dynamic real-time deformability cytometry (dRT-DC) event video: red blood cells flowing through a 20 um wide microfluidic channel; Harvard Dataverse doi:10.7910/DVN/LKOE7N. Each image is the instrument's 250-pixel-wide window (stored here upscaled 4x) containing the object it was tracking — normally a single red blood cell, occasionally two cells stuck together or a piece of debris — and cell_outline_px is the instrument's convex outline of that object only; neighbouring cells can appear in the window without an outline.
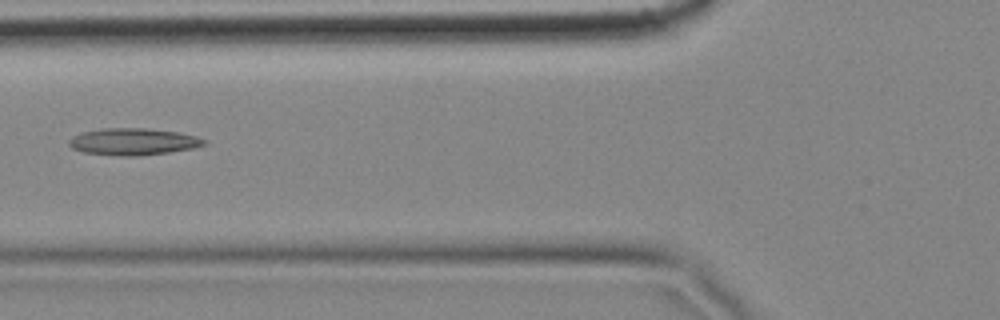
{"species": "common noctule bat (a hibernating species)", "species_latin": "Nyctalus noctula", "temperature_condition": "cold", "stored_images_in_passage": 11, "camera_frame_rate_fps": 3000, "um_per_image_px": 0.085, "animal": {"sex": "female", "body_mass_g": 18.4}, "frame": {"image": 1, "passage_image": 2, "time_ms": 0.333, "image_size_px": [1000, 320], "cell_outline_px": [[208, 144], [192, 148], [168, 152], [140, 156], [120, 156], [84, 152], [72, 148], [68, 144], [68, 140], [72, 136], [84, 132], [100, 128], [144, 128], [180, 132], [196, 136], [208, 140]], "centroid_in_image_um": [11.34, 12.04], "position_along_channel_um": 114.5, "area_um2": 21.27}}
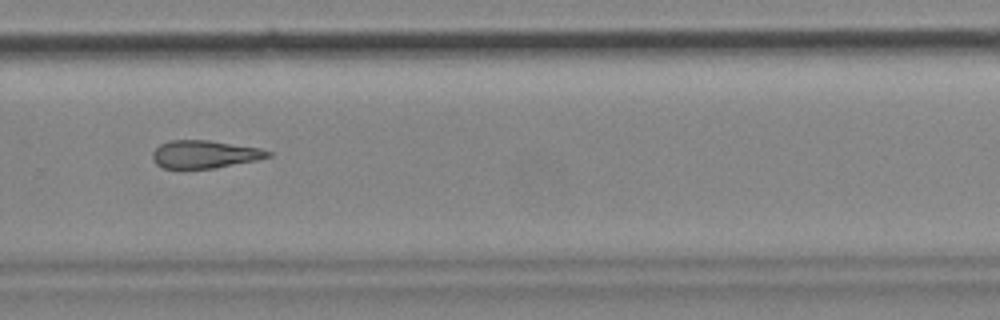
{"frame": {"image": 2, "passage_image": 7, "time_ms": 2.0, "image_size_px": [1000, 320], "cell_outline_px": [[272, 156], [256, 160], [216, 168], [164, 168], [156, 164], [152, 156], [152, 152], [160, 144], [172, 140], [208, 140], [260, 148], [272, 152]], "centroid_in_image_um": [17.4, 13.11], "position_along_channel_um": 312.4, "area_um2": 18.61}}